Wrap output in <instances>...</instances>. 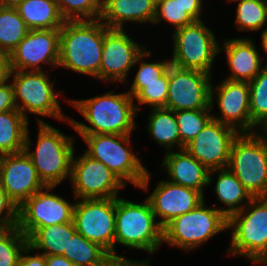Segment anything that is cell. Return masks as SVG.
<instances>
[{"label":"cell","mask_w":267,"mask_h":266,"mask_svg":"<svg viewBox=\"0 0 267 266\" xmlns=\"http://www.w3.org/2000/svg\"><path fill=\"white\" fill-rule=\"evenodd\" d=\"M227 228L228 219L220 209L207 207L203 201L194 210L174 218L163 228V242L170 247L191 251Z\"/></svg>","instance_id":"obj_8"},{"label":"cell","mask_w":267,"mask_h":266,"mask_svg":"<svg viewBox=\"0 0 267 266\" xmlns=\"http://www.w3.org/2000/svg\"><path fill=\"white\" fill-rule=\"evenodd\" d=\"M228 168L253 198L267 197V131L240 133Z\"/></svg>","instance_id":"obj_7"},{"label":"cell","mask_w":267,"mask_h":266,"mask_svg":"<svg viewBox=\"0 0 267 266\" xmlns=\"http://www.w3.org/2000/svg\"><path fill=\"white\" fill-rule=\"evenodd\" d=\"M10 78L14 89L16 109L28 119L27 111L38 116L53 117L66 122L69 117L62 113L54 83L42 71H13Z\"/></svg>","instance_id":"obj_10"},{"label":"cell","mask_w":267,"mask_h":266,"mask_svg":"<svg viewBox=\"0 0 267 266\" xmlns=\"http://www.w3.org/2000/svg\"><path fill=\"white\" fill-rule=\"evenodd\" d=\"M146 198L157 222L164 228L174 218L194 210L204 201V195L192 188L161 180Z\"/></svg>","instance_id":"obj_20"},{"label":"cell","mask_w":267,"mask_h":266,"mask_svg":"<svg viewBox=\"0 0 267 266\" xmlns=\"http://www.w3.org/2000/svg\"><path fill=\"white\" fill-rule=\"evenodd\" d=\"M107 266H150L148 260H124V259H114Z\"/></svg>","instance_id":"obj_45"},{"label":"cell","mask_w":267,"mask_h":266,"mask_svg":"<svg viewBox=\"0 0 267 266\" xmlns=\"http://www.w3.org/2000/svg\"><path fill=\"white\" fill-rule=\"evenodd\" d=\"M38 119V139L31 150L29 130L25 140V153L30 157L37 174L45 186H57L71 175L75 137L64 135L45 121Z\"/></svg>","instance_id":"obj_3"},{"label":"cell","mask_w":267,"mask_h":266,"mask_svg":"<svg viewBox=\"0 0 267 266\" xmlns=\"http://www.w3.org/2000/svg\"><path fill=\"white\" fill-rule=\"evenodd\" d=\"M261 41H262L261 45L264 50L263 52L266 53L265 55H267V27H265L263 31H261Z\"/></svg>","instance_id":"obj_47"},{"label":"cell","mask_w":267,"mask_h":266,"mask_svg":"<svg viewBox=\"0 0 267 266\" xmlns=\"http://www.w3.org/2000/svg\"><path fill=\"white\" fill-rule=\"evenodd\" d=\"M76 232L73 221L35 229L27 237L28 246L42 250L44 255H63L68 253L69 241Z\"/></svg>","instance_id":"obj_25"},{"label":"cell","mask_w":267,"mask_h":266,"mask_svg":"<svg viewBox=\"0 0 267 266\" xmlns=\"http://www.w3.org/2000/svg\"><path fill=\"white\" fill-rule=\"evenodd\" d=\"M11 67L9 55L0 51V87L10 80Z\"/></svg>","instance_id":"obj_43"},{"label":"cell","mask_w":267,"mask_h":266,"mask_svg":"<svg viewBox=\"0 0 267 266\" xmlns=\"http://www.w3.org/2000/svg\"><path fill=\"white\" fill-rule=\"evenodd\" d=\"M33 252V249H31L29 246H27L20 257V260L18 262L17 266H47L46 264V255L39 253H36V255H28Z\"/></svg>","instance_id":"obj_41"},{"label":"cell","mask_w":267,"mask_h":266,"mask_svg":"<svg viewBox=\"0 0 267 266\" xmlns=\"http://www.w3.org/2000/svg\"><path fill=\"white\" fill-rule=\"evenodd\" d=\"M23 0H0V6L2 7H16Z\"/></svg>","instance_id":"obj_46"},{"label":"cell","mask_w":267,"mask_h":266,"mask_svg":"<svg viewBox=\"0 0 267 266\" xmlns=\"http://www.w3.org/2000/svg\"><path fill=\"white\" fill-rule=\"evenodd\" d=\"M28 32L15 7L0 6V51L9 55Z\"/></svg>","instance_id":"obj_31"},{"label":"cell","mask_w":267,"mask_h":266,"mask_svg":"<svg viewBox=\"0 0 267 266\" xmlns=\"http://www.w3.org/2000/svg\"><path fill=\"white\" fill-rule=\"evenodd\" d=\"M211 109L178 110L175 111L179 127L181 150L190 143L194 137L213 118Z\"/></svg>","instance_id":"obj_33"},{"label":"cell","mask_w":267,"mask_h":266,"mask_svg":"<svg viewBox=\"0 0 267 266\" xmlns=\"http://www.w3.org/2000/svg\"><path fill=\"white\" fill-rule=\"evenodd\" d=\"M223 41L226 61L232 72L225 79L246 82L253 80L263 68L255 42L245 37Z\"/></svg>","instance_id":"obj_22"},{"label":"cell","mask_w":267,"mask_h":266,"mask_svg":"<svg viewBox=\"0 0 267 266\" xmlns=\"http://www.w3.org/2000/svg\"><path fill=\"white\" fill-rule=\"evenodd\" d=\"M150 55L151 51L145 49L135 60L134 65L136 66L139 64V67L128 92L133 98L144 88V84L162 83V76L171 66V61L169 59L166 61L159 60L153 63L144 61V58Z\"/></svg>","instance_id":"obj_32"},{"label":"cell","mask_w":267,"mask_h":266,"mask_svg":"<svg viewBox=\"0 0 267 266\" xmlns=\"http://www.w3.org/2000/svg\"><path fill=\"white\" fill-rule=\"evenodd\" d=\"M104 23L100 19L65 21L60 28L58 66L100 80Z\"/></svg>","instance_id":"obj_2"},{"label":"cell","mask_w":267,"mask_h":266,"mask_svg":"<svg viewBox=\"0 0 267 266\" xmlns=\"http://www.w3.org/2000/svg\"><path fill=\"white\" fill-rule=\"evenodd\" d=\"M28 238L17 226L0 228V266H17Z\"/></svg>","instance_id":"obj_34"},{"label":"cell","mask_w":267,"mask_h":266,"mask_svg":"<svg viewBox=\"0 0 267 266\" xmlns=\"http://www.w3.org/2000/svg\"><path fill=\"white\" fill-rule=\"evenodd\" d=\"M28 126L18 109L0 113V156L24 151Z\"/></svg>","instance_id":"obj_27"},{"label":"cell","mask_w":267,"mask_h":266,"mask_svg":"<svg viewBox=\"0 0 267 266\" xmlns=\"http://www.w3.org/2000/svg\"><path fill=\"white\" fill-rule=\"evenodd\" d=\"M80 136L87 144L88 156L105 164L125 185L130 182L136 188L148 190L151 172L133 152L131 134Z\"/></svg>","instance_id":"obj_4"},{"label":"cell","mask_w":267,"mask_h":266,"mask_svg":"<svg viewBox=\"0 0 267 266\" xmlns=\"http://www.w3.org/2000/svg\"><path fill=\"white\" fill-rule=\"evenodd\" d=\"M77 266H107L114 259L99 244L76 232L69 241L68 253L63 254Z\"/></svg>","instance_id":"obj_29"},{"label":"cell","mask_w":267,"mask_h":266,"mask_svg":"<svg viewBox=\"0 0 267 266\" xmlns=\"http://www.w3.org/2000/svg\"><path fill=\"white\" fill-rule=\"evenodd\" d=\"M18 224V207L8 197L0 183V228H12Z\"/></svg>","instance_id":"obj_39"},{"label":"cell","mask_w":267,"mask_h":266,"mask_svg":"<svg viewBox=\"0 0 267 266\" xmlns=\"http://www.w3.org/2000/svg\"><path fill=\"white\" fill-rule=\"evenodd\" d=\"M168 95V71L162 76V83L144 84V88L133 98L137 112L139 105L148 104L151 108L166 106Z\"/></svg>","instance_id":"obj_38"},{"label":"cell","mask_w":267,"mask_h":266,"mask_svg":"<svg viewBox=\"0 0 267 266\" xmlns=\"http://www.w3.org/2000/svg\"><path fill=\"white\" fill-rule=\"evenodd\" d=\"M65 21L100 19L103 0H56Z\"/></svg>","instance_id":"obj_35"},{"label":"cell","mask_w":267,"mask_h":266,"mask_svg":"<svg viewBox=\"0 0 267 266\" xmlns=\"http://www.w3.org/2000/svg\"><path fill=\"white\" fill-rule=\"evenodd\" d=\"M262 2L264 5L265 15H266V19H267V0H263Z\"/></svg>","instance_id":"obj_48"},{"label":"cell","mask_w":267,"mask_h":266,"mask_svg":"<svg viewBox=\"0 0 267 266\" xmlns=\"http://www.w3.org/2000/svg\"><path fill=\"white\" fill-rule=\"evenodd\" d=\"M0 183L17 207L45 187L25 151L0 156Z\"/></svg>","instance_id":"obj_19"},{"label":"cell","mask_w":267,"mask_h":266,"mask_svg":"<svg viewBox=\"0 0 267 266\" xmlns=\"http://www.w3.org/2000/svg\"><path fill=\"white\" fill-rule=\"evenodd\" d=\"M238 130L211 119L184 149L208 170L228 168Z\"/></svg>","instance_id":"obj_16"},{"label":"cell","mask_w":267,"mask_h":266,"mask_svg":"<svg viewBox=\"0 0 267 266\" xmlns=\"http://www.w3.org/2000/svg\"><path fill=\"white\" fill-rule=\"evenodd\" d=\"M69 181L75 199L117 198L126 186L105 164L85 152L73 155Z\"/></svg>","instance_id":"obj_13"},{"label":"cell","mask_w":267,"mask_h":266,"mask_svg":"<svg viewBox=\"0 0 267 266\" xmlns=\"http://www.w3.org/2000/svg\"><path fill=\"white\" fill-rule=\"evenodd\" d=\"M16 109L14 101V89L12 83L0 87V113Z\"/></svg>","instance_id":"obj_40"},{"label":"cell","mask_w":267,"mask_h":266,"mask_svg":"<svg viewBox=\"0 0 267 266\" xmlns=\"http://www.w3.org/2000/svg\"><path fill=\"white\" fill-rule=\"evenodd\" d=\"M180 4L186 13L194 20H202V11H203V1L202 0H179Z\"/></svg>","instance_id":"obj_42"},{"label":"cell","mask_w":267,"mask_h":266,"mask_svg":"<svg viewBox=\"0 0 267 266\" xmlns=\"http://www.w3.org/2000/svg\"><path fill=\"white\" fill-rule=\"evenodd\" d=\"M59 57L60 29H38L29 30L9 54V61L13 71H42V64L58 67Z\"/></svg>","instance_id":"obj_15"},{"label":"cell","mask_w":267,"mask_h":266,"mask_svg":"<svg viewBox=\"0 0 267 266\" xmlns=\"http://www.w3.org/2000/svg\"><path fill=\"white\" fill-rule=\"evenodd\" d=\"M215 172L216 174L218 172V175L216 176L214 190L218 197V201L225 205L224 209L221 207L219 209L228 219L232 214L244 209L253 197L229 168L210 170L208 185L211 184L212 175H215Z\"/></svg>","instance_id":"obj_24"},{"label":"cell","mask_w":267,"mask_h":266,"mask_svg":"<svg viewBox=\"0 0 267 266\" xmlns=\"http://www.w3.org/2000/svg\"><path fill=\"white\" fill-rule=\"evenodd\" d=\"M156 14L154 0H103L100 20L111 29H124L127 21L152 23Z\"/></svg>","instance_id":"obj_23"},{"label":"cell","mask_w":267,"mask_h":266,"mask_svg":"<svg viewBox=\"0 0 267 266\" xmlns=\"http://www.w3.org/2000/svg\"><path fill=\"white\" fill-rule=\"evenodd\" d=\"M214 34L203 20L175 30L171 64L212 74L215 57L222 51Z\"/></svg>","instance_id":"obj_9"},{"label":"cell","mask_w":267,"mask_h":266,"mask_svg":"<svg viewBox=\"0 0 267 266\" xmlns=\"http://www.w3.org/2000/svg\"><path fill=\"white\" fill-rule=\"evenodd\" d=\"M15 8L29 30L60 29L65 22L56 0H23Z\"/></svg>","instance_id":"obj_26"},{"label":"cell","mask_w":267,"mask_h":266,"mask_svg":"<svg viewBox=\"0 0 267 266\" xmlns=\"http://www.w3.org/2000/svg\"><path fill=\"white\" fill-rule=\"evenodd\" d=\"M227 229L232 230L229 254L267 265V197L253 198L244 209L232 214Z\"/></svg>","instance_id":"obj_6"},{"label":"cell","mask_w":267,"mask_h":266,"mask_svg":"<svg viewBox=\"0 0 267 266\" xmlns=\"http://www.w3.org/2000/svg\"><path fill=\"white\" fill-rule=\"evenodd\" d=\"M214 97L216 98L215 100L217 101V107L221 116L212 114L213 119L232 126L240 133H251L250 92L248 82L224 79L221 83L216 85V88L212 84L211 110H214L215 106Z\"/></svg>","instance_id":"obj_18"},{"label":"cell","mask_w":267,"mask_h":266,"mask_svg":"<svg viewBox=\"0 0 267 266\" xmlns=\"http://www.w3.org/2000/svg\"><path fill=\"white\" fill-rule=\"evenodd\" d=\"M211 85L212 74L171 64L164 108L173 111L211 109Z\"/></svg>","instance_id":"obj_14"},{"label":"cell","mask_w":267,"mask_h":266,"mask_svg":"<svg viewBox=\"0 0 267 266\" xmlns=\"http://www.w3.org/2000/svg\"><path fill=\"white\" fill-rule=\"evenodd\" d=\"M47 266H77L63 255H46Z\"/></svg>","instance_id":"obj_44"},{"label":"cell","mask_w":267,"mask_h":266,"mask_svg":"<svg viewBox=\"0 0 267 266\" xmlns=\"http://www.w3.org/2000/svg\"><path fill=\"white\" fill-rule=\"evenodd\" d=\"M148 117L147 131L150 134L149 136L158 144L164 146L167 152L173 151L175 146H178V150H181L175 111L164 107L151 108V113Z\"/></svg>","instance_id":"obj_28"},{"label":"cell","mask_w":267,"mask_h":266,"mask_svg":"<svg viewBox=\"0 0 267 266\" xmlns=\"http://www.w3.org/2000/svg\"><path fill=\"white\" fill-rule=\"evenodd\" d=\"M113 92L88 99H68L89 125L71 118L67 122L79 135L131 134L137 127L134 118L138 112L134 99L128 91L121 94Z\"/></svg>","instance_id":"obj_1"},{"label":"cell","mask_w":267,"mask_h":266,"mask_svg":"<svg viewBox=\"0 0 267 266\" xmlns=\"http://www.w3.org/2000/svg\"><path fill=\"white\" fill-rule=\"evenodd\" d=\"M162 20L173 26L175 30L190 25L194 20L186 13L179 0H162L156 3V14L153 24Z\"/></svg>","instance_id":"obj_37"},{"label":"cell","mask_w":267,"mask_h":266,"mask_svg":"<svg viewBox=\"0 0 267 266\" xmlns=\"http://www.w3.org/2000/svg\"><path fill=\"white\" fill-rule=\"evenodd\" d=\"M236 7V29L239 31H262L267 26L262 1H241Z\"/></svg>","instance_id":"obj_36"},{"label":"cell","mask_w":267,"mask_h":266,"mask_svg":"<svg viewBox=\"0 0 267 266\" xmlns=\"http://www.w3.org/2000/svg\"><path fill=\"white\" fill-rule=\"evenodd\" d=\"M249 81L251 133L267 131V64ZM257 127H260L258 130ZM256 128V129H255ZM255 129V130H254Z\"/></svg>","instance_id":"obj_30"},{"label":"cell","mask_w":267,"mask_h":266,"mask_svg":"<svg viewBox=\"0 0 267 266\" xmlns=\"http://www.w3.org/2000/svg\"><path fill=\"white\" fill-rule=\"evenodd\" d=\"M116 198L77 199L73 222L76 231L99 244L113 259L131 260L115 250Z\"/></svg>","instance_id":"obj_11"},{"label":"cell","mask_w":267,"mask_h":266,"mask_svg":"<svg viewBox=\"0 0 267 266\" xmlns=\"http://www.w3.org/2000/svg\"><path fill=\"white\" fill-rule=\"evenodd\" d=\"M161 166L170 178L168 181L195 189L204 195L208 187L209 171L185 149L166 152Z\"/></svg>","instance_id":"obj_21"},{"label":"cell","mask_w":267,"mask_h":266,"mask_svg":"<svg viewBox=\"0 0 267 266\" xmlns=\"http://www.w3.org/2000/svg\"><path fill=\"white\" fill-rule=\"evenodd\" d=\"M227 1L235 3L236 1L241 2V1H246V0H227ZM247 1H252V0H247ZM253 1H263V0H253Z\"/></svg>","instance_id":"obj_49"},{"label":"cell","mask_w":267,"mask_h":266,"mask_svg":"<svg viewBox=\"0 0 267 266\" xmlns=\"http://www.w3.org/2000/svg\"><path fill=\"white\" fill-rule=\"evenodd\" d=\"M145 49L129 37L124 29H111L104 24L100 80L125 84L136 58Z\"/></svg>","instance_id":"obj_17"},{"label":"cell","mask_w":267,"mask_h":266,"mask_svg":"<svg viewBox=\"0 0 267 266\" xmlns=\"http://www.w3.org/2000/svg\"><path fill=\"white\" fill-rule=\"evenodd\" d=\"M54 188L45 186L18 207L17 227L26 237L35 229L73 221L76 201L70 204L63 197L50 193Z\"/></svg>","instance_id":"obj_12"},{"label":"cell","mask_w":267,"mask_h":266,"mask_svg":"<svg viewBox=\"0 0 267 266\" xmlns=\"http://www.w3.org/2000/svg\"><path fill=\"white\" fill-rule=\"evenodd\" d=\"M116 198L115 244L154 254L163 243V228L156 222L150 202Z\"/></svg>","instance_id":"obj_5"}]
</instances>
